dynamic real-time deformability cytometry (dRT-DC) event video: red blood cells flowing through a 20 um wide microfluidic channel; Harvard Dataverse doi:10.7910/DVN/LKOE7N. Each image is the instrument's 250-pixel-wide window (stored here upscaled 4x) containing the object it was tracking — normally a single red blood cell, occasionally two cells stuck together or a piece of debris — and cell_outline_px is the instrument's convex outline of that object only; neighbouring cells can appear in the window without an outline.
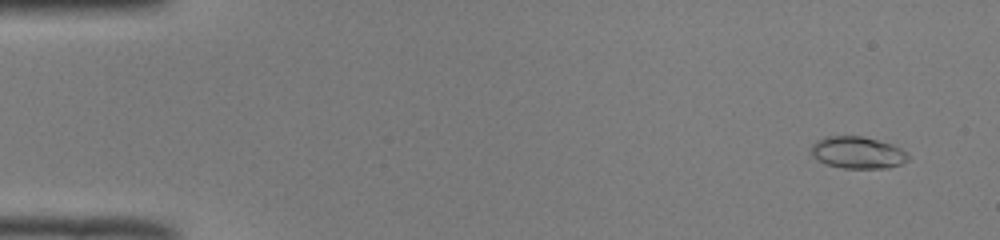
{"species": "common noctule bat (a hibernating species)", "species_latin": "Nyctalus noctula", "temperature_condition": "room temperature", "stored_images_in_passage": 50, "camera_frame_rate_fps": 3000, "um_per_image_px": 0.085, "animal": {"sex": "male", "body_mass_g": 19.0, "forearm_length_mm": 50.8}, "frame": {"image": 1, "passage_image": 4, "time_ms": 1.0, "image_size_px": [1000, 240], "cell_outline_px": [[908, 160], [900, 164], [888, 168], [844, 168], [824, 164], [816, 160], [812, 156], [812, 144], [816, 140], [824, 136], [864, 136], [892, 144], [908, 152]], "centroid_in_image_um": [72.88, 12.96], "position_along_channel_um": 12.1, "area_um2": 18.26}}
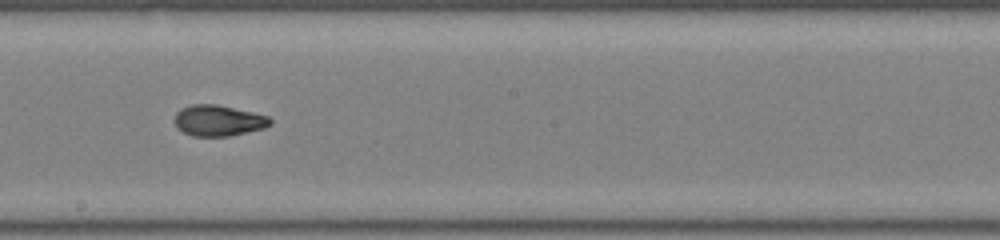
{"frame": {"image": 2, "passage_image": 30, "time_ms": 9.667, "image_size_px": [1000, 240], "cell_outline_px": [[272, 124], [264, 128], [228, 136], [192, 136], [176, 128], [176, 112], [180, 108], [192, 104], [216, 104], [252, 112], [268, 116], [272, 120]], "centroid_in_image_um": [18.56, 10.24], "position_along_channel_um": 229.6, "area_um2": 17.17}}
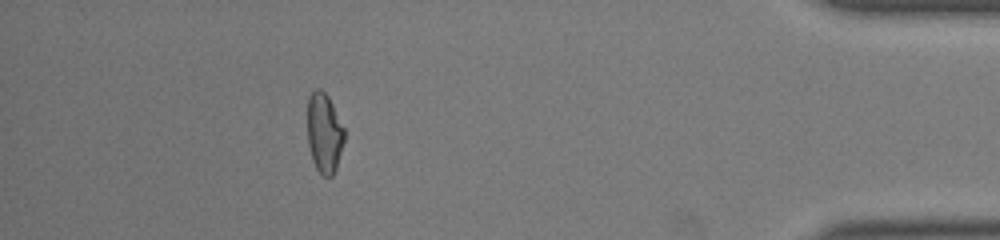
{"frame": {"image": 3, "passage_image": 47, "time_ms": 15.333, "image_size_px": [1000, 240], "cell_outline_px": [[344, 140], [336, 168], [332, 176], [324, 176], [316, 168], [312, 160], [308, 144], [308, 96], [316, 88], [320, 88], [328, 96], [344, 128]], "centroid_in_image_um": [27.55, 11.29], "position_along_channel_um": 407.6, "area_um2": 16.99}}